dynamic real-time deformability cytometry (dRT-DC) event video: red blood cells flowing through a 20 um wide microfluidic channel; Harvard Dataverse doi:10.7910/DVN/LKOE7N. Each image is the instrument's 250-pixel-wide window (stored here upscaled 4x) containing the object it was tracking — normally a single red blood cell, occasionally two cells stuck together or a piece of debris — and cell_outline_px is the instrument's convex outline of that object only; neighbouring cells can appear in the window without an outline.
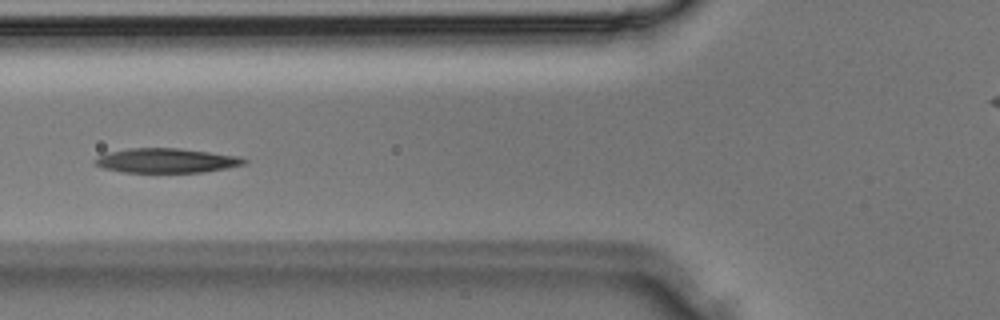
{"species": "Egyptian fruit bat (a non-hibernating species)", "species_latin": "Rousettus aegyptiacus", "temperature_condition": "room temperature", "stored_images_in_passage": 36, "camera_frame_rate_fps": 3000, "um_per_image_px": 0.085, "animal": {"sex": "male"}, "frame": {"image": 1, "passage_image": 13, "time_ms": 4.0, "image_size_px": [1000, 320], "cell_outline_px": [[248, 160], [244, 164], [204, 172], [124, 172], [104, 168], [96, 164], [92, 160], [108, 152], [128, 148], [180, 148], [240, 156]], "centroid_in_image_um": [14.14, 13.64], "position_along_channel_um": 111.7, "area_um2": 21.15}}
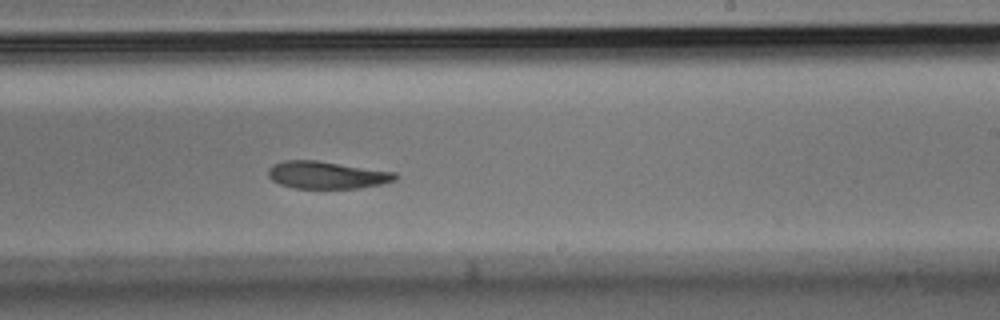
{"frame": {"image": 2, "passage_image": 21, "time_ms": 6.667, "image_size_px": [1000, 320], "cell_outline_px": [[400, 176], [396, 180], [380, 184], [360, 188], [296, 188], [280, 184], [272, 180], [268, 176], [268, 168], [272, 164], [284, 160], [316, 160], [396, 172]], "centroid_in_image_um": [27.78, 14.87], "position_along_channel_um": 261.2, "area_um2": 20.35}}
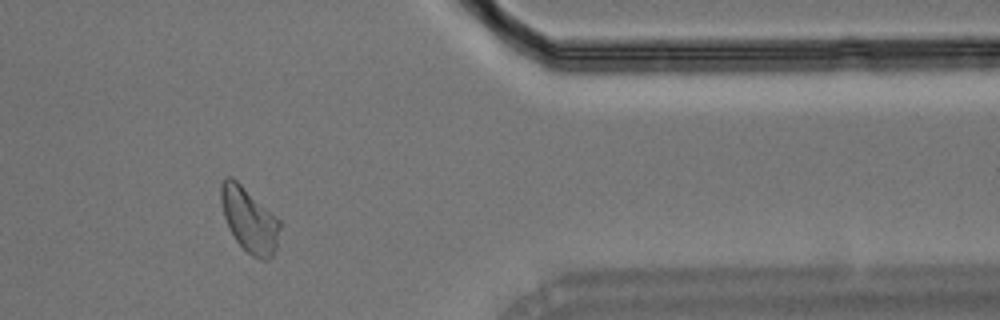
{"frame": {"image": 3, "passage_image": 29, "time_ms": 9.333, "image_size_px": [1000, 320], "cell_outline_px": [[280, 228], [276, 248], [272, 256], [268, 260], [264, 260], [252, 256], [236, 240], [228, 228], [224, 216], [220, 200], [220, 184], [224, 176], [232, 176], [280, 220]], "centroid_in_image_um": [21.16, 18.66], "position_along_channel_um": 390.2, "area_um2": 22.08}}